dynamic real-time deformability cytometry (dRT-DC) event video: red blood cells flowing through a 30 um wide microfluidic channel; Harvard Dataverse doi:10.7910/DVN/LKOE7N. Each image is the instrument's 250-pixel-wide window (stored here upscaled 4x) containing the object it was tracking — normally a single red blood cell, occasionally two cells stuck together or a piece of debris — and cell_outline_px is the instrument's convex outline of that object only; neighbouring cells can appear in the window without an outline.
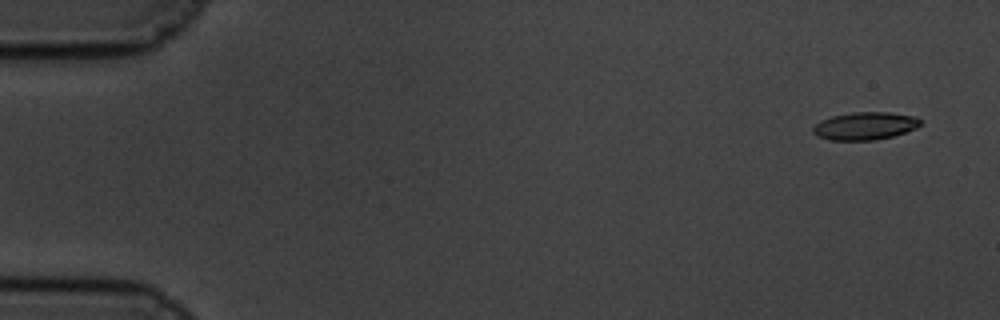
{"species": "common noctule bat (a hibernating species)", "species_latin": "Nyctalus noctula", "temperature_condition": "cold", "stored_images_in_passage": 58, "camera_frame_rate_fps": 3000, "um_per_image_px": 0.085, "animal": {"sex": "male", "body_mass_g": 19.5, "forearm_length_mm": 54.6}, "frame": {"image": 1, "passage_image": 1, "time_ms": 0.0, "image_size_px": [1000, 320], "cell_outline_px": [[920, 124], [916, 128], [892, 136], [876, 140], [828, 140], [816, 136], [812, 132], [812, 128], [820, 120], [832, 116], [852, 112], [888, 112], [916, 116], [920, 120]], "centroid_in_image_um": [73.48, 10.7], "position_along_channel_um": 11.5, "area_um2": 17.4}}
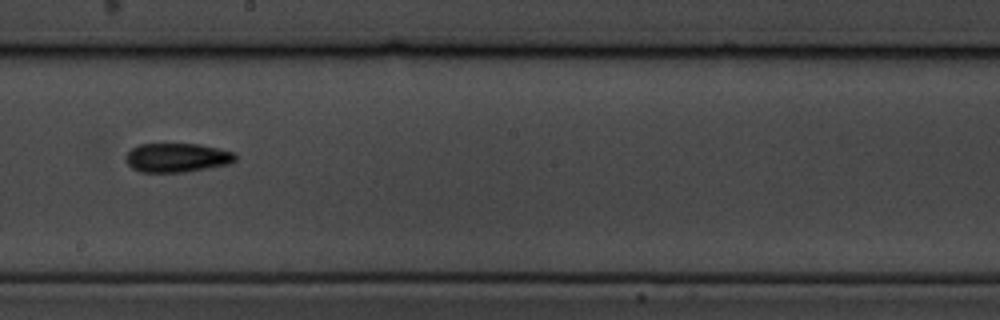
{"frame": {"image": 2, "passage_image": 32, "time_ms": 10.333, "image_size_px": [1000, 320], "cell_outline_px": [[236, 160], [228, 164], [184, 172], [140, 172], [132, 168], [128, 164], [128, 152], [132, 148], [140, 144], [196, 144], [216, 148], [232, 152], [236, 156]], "centroid_in_image_um": [15.04, 13.4], "position_along_channel_um": 233.2, "area_um2": 18.15}}
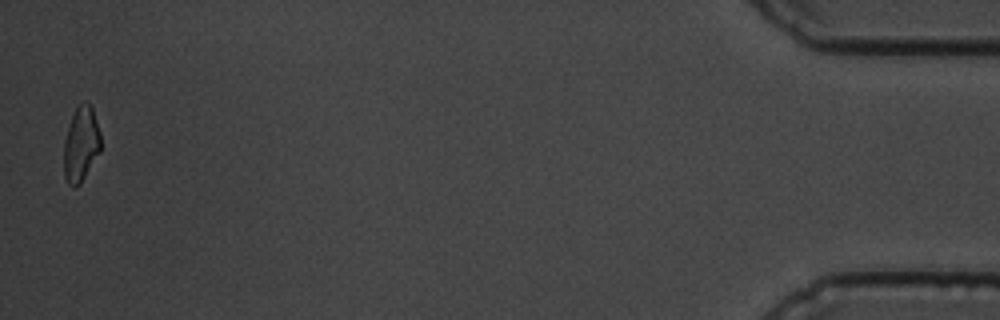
{"frame": {"image": 3, "passage_image": 57, "time_ms": 18.667, "image_size_px": [1000, 320], "cell_outline_px": [[100, 152], [80, 184], [76, 188], [72, 188], [68, 184], [64, 176], [64, 140], [76, 104], [84, 100], [92, 108], [100, 132]], "centroid_in_image_um": [6.87, 12.26], "position_along_channel_um": 428.3, "area_um2": 16.24}, "authors_computed_cell_mechanics": {"area_um2": 17.7446, "velocity_mm_per_s": 3.3908, "shape_relaxation_time_tau1_ms": 6.7107, "shape_relaxation_time_tau2_ms": 6.1643, "deformation_change_tau1": 0.1574, "deformation_change_tau2": 0.1359}}